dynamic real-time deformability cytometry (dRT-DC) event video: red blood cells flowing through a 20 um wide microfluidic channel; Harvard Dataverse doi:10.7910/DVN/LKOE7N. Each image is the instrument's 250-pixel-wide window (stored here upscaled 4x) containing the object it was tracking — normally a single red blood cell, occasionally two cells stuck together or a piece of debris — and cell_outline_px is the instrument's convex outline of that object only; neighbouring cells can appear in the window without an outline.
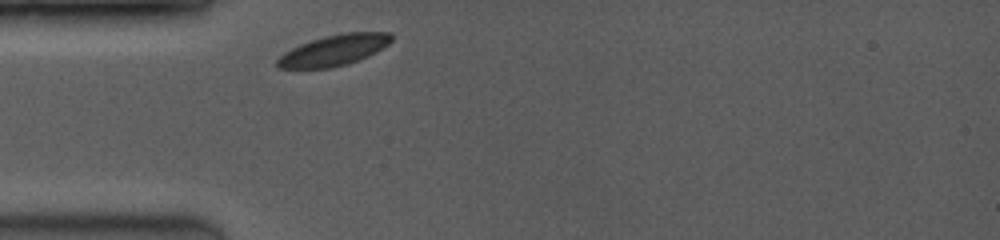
{"species": "common noctule bat (a hibernating species)", "species_latin": "Nyctalus noctula", "temperature_condition": "room temperature", "stored_images_in_passage": 17, "camera_frame_rate_fps": 3500, "um_per_image_px": 0.085, "animal": {"sex": "female", "body_mass_g": 19.0, "forearm_length_mm": 53.3}, "frame": {"image": 1, "passage_image": 1, "time_ms": 0.0, "image_size_px": [1000, 240], "cell_outline_px": [[392, 40], [388, 44], [376, 52], [368, 56], [344, 64], [328, 68], [276, 68], [276, 60], [284, 52], [300, 44], [324, 36], [344, 32], [392, 32]], "centroid_in_image_um": [28.38, 4.25], "position_along_channel_um": 56.6, "area_um2": 20.35}}
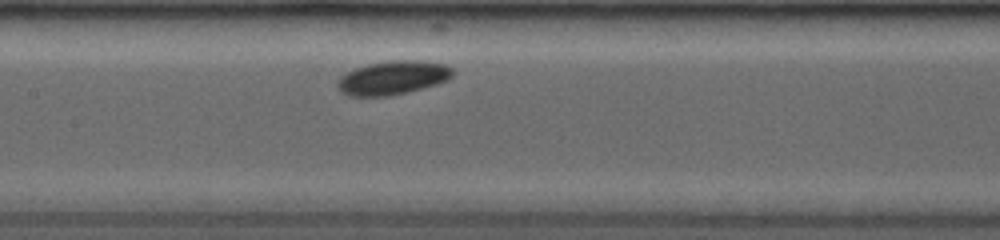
{"frame": {"image": 2, "passage_image": 8, "time_ms": 3.143, "image_size_px": [1000, 240], "cell_outline_px": [[456, 72], [448, 80], [436, 84], [388, 96], [348, 96], [340, 92], [336, 84], [340, 76], [356, 68], [368, 64], [388, 60], [420, 60], [448, 64]], "centroid_in_image_um": [33.4, 6.59], "position_along_channel_um": 174.0, "area_um2": 22.77}}
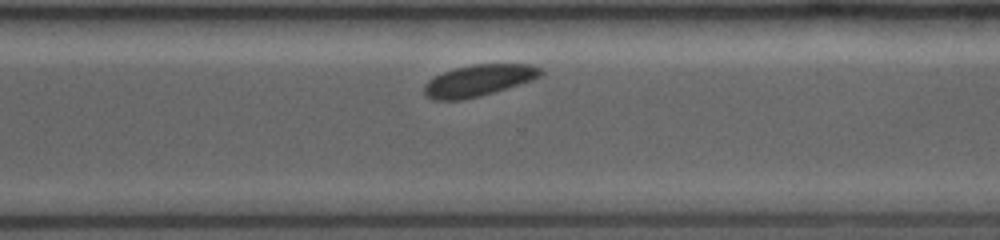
{"frame": {"image": 3, "passage_image": 17, "time_ms": 7.143, "image_size_px": [1000, 240], "cell_outline_px": [[544, 72], [540, 76], [532, 80], [480, 96], [460, 100], [432, 100], [424, 96], [424, 84], [428, 80], [452, 68], [472, 64], [532, 64], [540, 68]], "centroid_in_image_um": [40.65, 6.84], "position_along_channel_um": 330.0, "area_um2": 21.44}}